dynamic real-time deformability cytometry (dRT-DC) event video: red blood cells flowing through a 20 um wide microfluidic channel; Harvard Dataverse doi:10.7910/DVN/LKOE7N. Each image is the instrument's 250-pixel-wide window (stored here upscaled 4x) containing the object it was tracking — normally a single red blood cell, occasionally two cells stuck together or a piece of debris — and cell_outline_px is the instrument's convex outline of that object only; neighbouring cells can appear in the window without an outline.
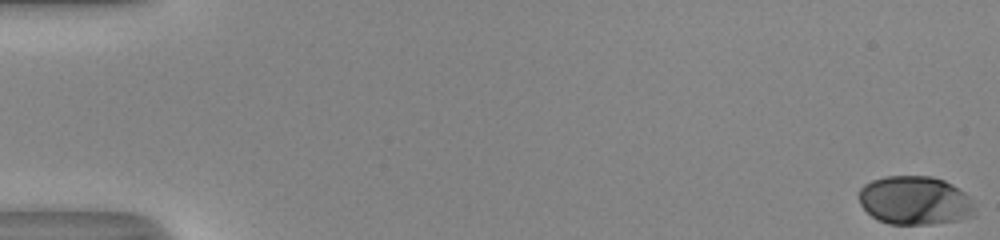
{"species": "human", "species_latin": "Homo sapiens", "temperature_condition": "room temperature", "stored_images_in_passage": 52, "camera_frame_rate_fps": 3000, "um_per_image_px": 0.085, "donor": {"sex": "male"}, "frame": {"image": 1, "passage_image": 1, "time_ms": 0.0, "image_size_px": [1000, 240], "cell_outline_px": [[976, 216], [960, 220], [932, 224], [888, 224], [876, 220], [860, 204], [860, 188], [864, 184], [872, 180], [884, 176], [932, 176], [944, 180], [952, 184], [964, 192], [968, 196]], "centroid_in_image_um": [77.76, 17.04], "position_along_channel_um": 7.2, "area_um2": 32.95}}
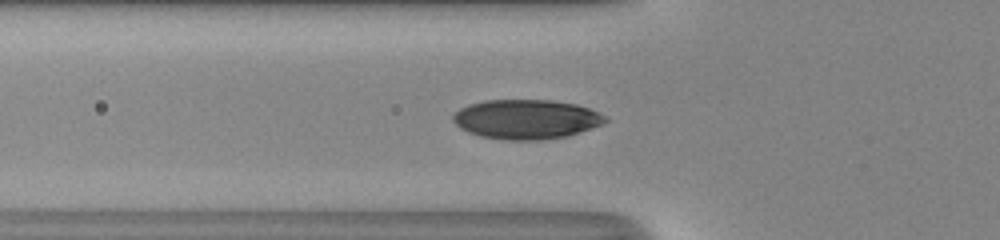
{"frame": {"image": 2, "passage_image": 20, "time_ms": 6.333, "image_size_px": [1000, 240], "cell_outline_px": [[608, 120], [604, 124], [568, 136], [540, 140], [504, 140], [480, 136], [468, 132], [460, 128], [452, 120], [452, 116], [460, 108], [468, 104], [484, 100], [552, 100], [576, 104], [588, 108], [604, 116]], "centroid_in_image_um": [44.71, 10.14], "position_along_channel_um": 81.1, "area_um2": 35.14}}
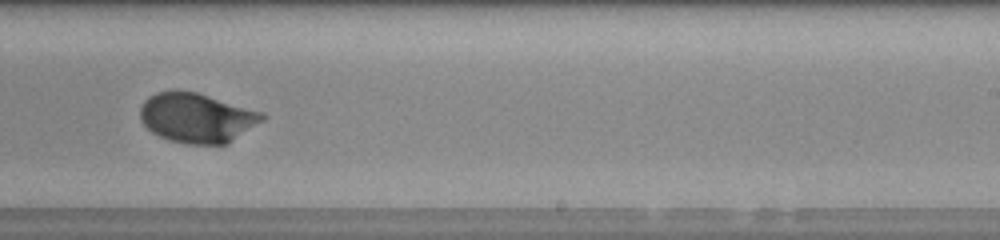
{"frame": {"image": 3, "passage_image": 34, "time_ms": 11.0, "image_size_px": [1000, 240], "cell_outline_px": [[268, 116], [264, 120], [228, 144], [188, 144], [172, 140], [160, 136], [152, 132], [140, 120], [140, 108], [144, 100], [148, 96], [156, 92], [196, 92], [264, 112]], "centroid_in_image_um": [16.77, 10.02], "position_along_channel_um": 272.2, "area_um2": 35.14}, "authors_computed_cell_mechanics": {"area_um2": 33.4373, "velocity_mm_per_s": 4.098, "shape_relaxation_time_tau1_ms": 3.0628, "shape_relaxation_time_tau2_ms": null, "deformation_change_tau1": 0.1437, "deformation_change_tau2": null}}